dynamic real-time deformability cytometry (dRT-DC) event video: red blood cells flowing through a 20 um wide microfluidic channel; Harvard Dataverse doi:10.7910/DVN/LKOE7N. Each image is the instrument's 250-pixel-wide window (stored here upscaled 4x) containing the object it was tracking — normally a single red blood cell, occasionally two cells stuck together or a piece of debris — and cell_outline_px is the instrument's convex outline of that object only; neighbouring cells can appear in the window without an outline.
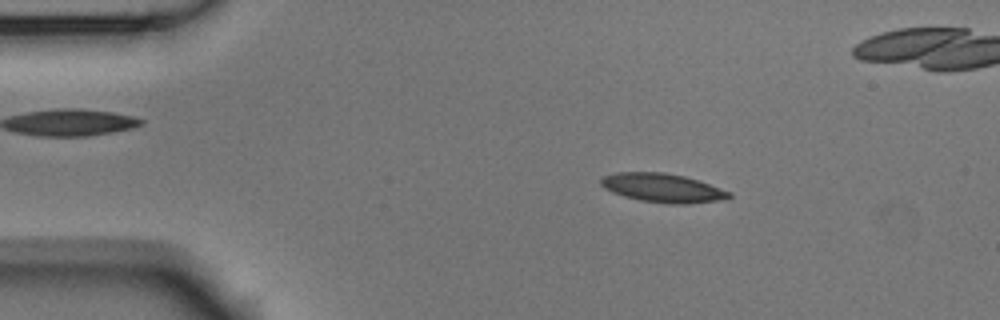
{"species": "Egyptian fruit bat (a non-hibernating species)", "species_latin": "Rousettus aegyptiacus", "temperature_condition": "room temperature", "stored_images_in_passage": 4, "camera_frame_rate_fps": 3000, "um_per_image_px": 0.085, "animal": {"sex": "male"}, "frame": {"image": 1, "passage_image": 2, "time_ms": 0.333, "image_size_px": [1000, 320], "cell_outline_px": [[732, 196], [716, 200], [688, 204], [672, 204], [640, 200], [624, 196], [612, 192], [604, 188], [600, 184], [600, 180], [604, 176], [616, 172], [664, 172], [684, 176], [732, 192]], "centroid_in_image_um": [56.28, 15.96], "position_along_channel_um": 28.7, "area_um2": 21.27}}